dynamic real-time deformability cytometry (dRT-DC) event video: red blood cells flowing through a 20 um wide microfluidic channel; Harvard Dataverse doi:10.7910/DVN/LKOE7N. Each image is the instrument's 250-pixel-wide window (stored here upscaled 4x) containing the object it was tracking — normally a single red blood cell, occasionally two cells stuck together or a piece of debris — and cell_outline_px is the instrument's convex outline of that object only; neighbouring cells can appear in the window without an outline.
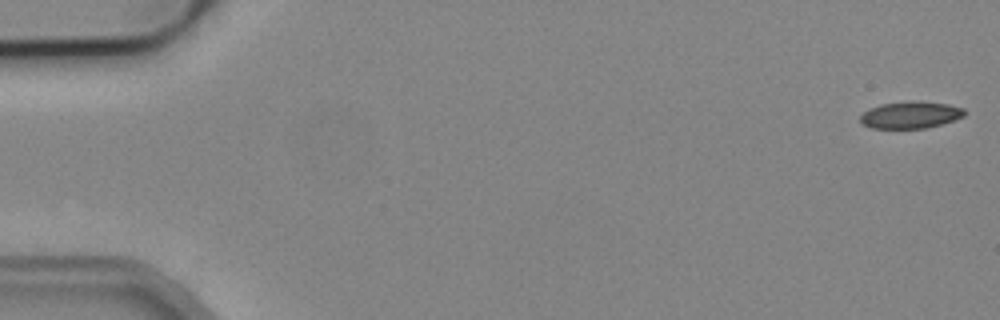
{"species": "common noctule bat (a hibernating species)", "species_latin": "Nyctalus noctula", "temperature_condition": "cold", "stored_images_in_passage": 4, "camera_frame_rate_fps": 3000, "um_per_image_px": 0.085, "animal": {"sex": "male", "body_mass_g": 19.2, "forearm_length_mm": 51.8}, "frame": {"image": 1, "passage_image": 1, "time_ms": 0.0, "image_size_px": [1000, 320], "cell_outline_px": [[964, 116], [928, 128], [872, 128], [860, 124], [860, 116], [868, 108], [880, 104], [948, 104], [964, 108]], "centroid_in_image_um": [77.32, 9.82], "position_along_channel_um": 7.7, "area_um2": 15.43}}